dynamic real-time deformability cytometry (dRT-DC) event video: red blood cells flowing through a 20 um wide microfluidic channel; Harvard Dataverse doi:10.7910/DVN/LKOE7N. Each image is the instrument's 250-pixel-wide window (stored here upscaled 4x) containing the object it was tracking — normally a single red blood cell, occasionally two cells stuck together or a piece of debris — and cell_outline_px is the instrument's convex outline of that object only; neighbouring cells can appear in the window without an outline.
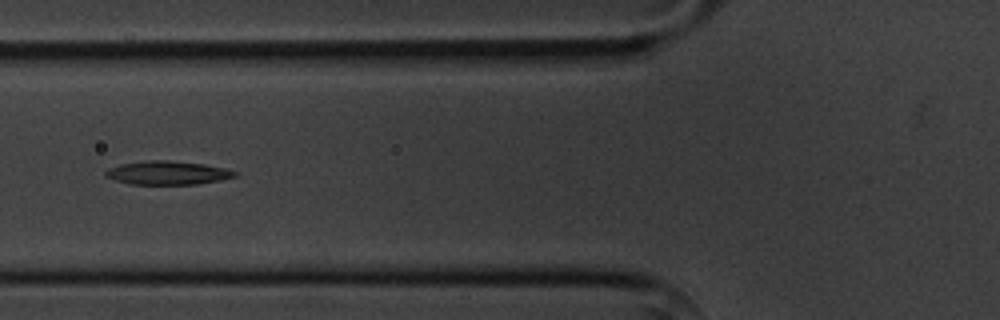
{"species": "common noctule bat (a hibernating species)", "species_latin": "Nyctalus noctula", "temperature_condition": "cold", "stored_images_in_passage": 10, "camera_frame_rate_fps": 3000, "um_per_image_px": 0.085, "animal": {"sex": "male", "body_mass_g": 20.1, "forearm_length_mm": 53.5}, "frame": {"image": 1, "passage_image": 5, "time_ms": 4.667, "image_size_px": [1000, 320], "cell_outline_px": [[236, 176], [220, 180], [196, 184], [128, 184], [104, 176], [104, 172], [108, 168], [120, 164], [148, 160], [168, 160], [204, 164], [224, 168], [236, 172]], "centroid_in_image_um": [14.19, 14.69], "position_along_channel_um": 111.6, "area_um2": 17.69}}
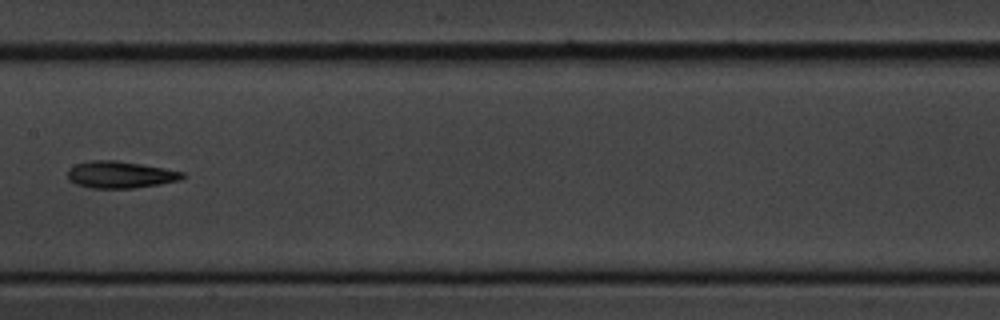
{"frame": {"image": 2, "passage_image": 7, "time_ms": 7.0, "image_size_px": [1000, 320], "cell_outline_px": [[188, 176], [180, 180], [160, 184], [132, 188], [92, 188], [76, 184], [68, 180], [68, 168], [76, 164], [92, 160], [116, 160], [164, 168], [184, 172]], "centroid_in_image_um": [10.23, 14.85], "position_along_channel_um": 197.2, "area_um2": 18.03}}
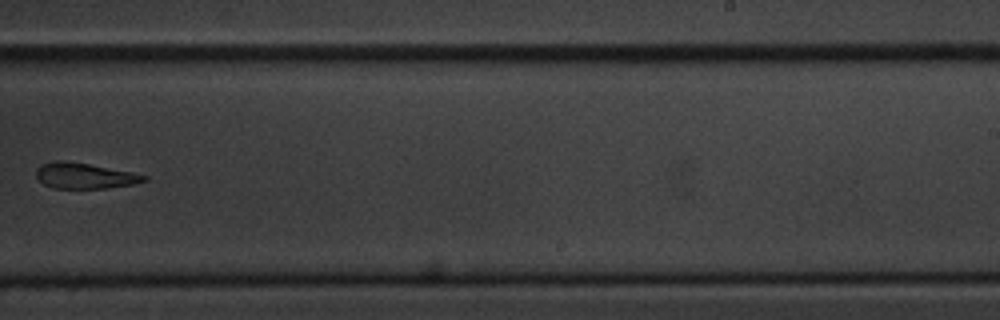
{"frame": {"image": 3, "passage_image": 9, "time_ms": 9.333, "image_size_px": [1000, 320], "cell_outline_px": [[148, 180], [132, 184], [108, 188], [52, 188], [44, 184], [36, 176], [36, 168], [40, 164], [56, 160], [64, 160], [88, 164], [132, 172], [148, 176]], "centroid_in_image_um": [7.16, 14.93], "position_along_channel_um": 281.8, "area_um2": 16.13}}